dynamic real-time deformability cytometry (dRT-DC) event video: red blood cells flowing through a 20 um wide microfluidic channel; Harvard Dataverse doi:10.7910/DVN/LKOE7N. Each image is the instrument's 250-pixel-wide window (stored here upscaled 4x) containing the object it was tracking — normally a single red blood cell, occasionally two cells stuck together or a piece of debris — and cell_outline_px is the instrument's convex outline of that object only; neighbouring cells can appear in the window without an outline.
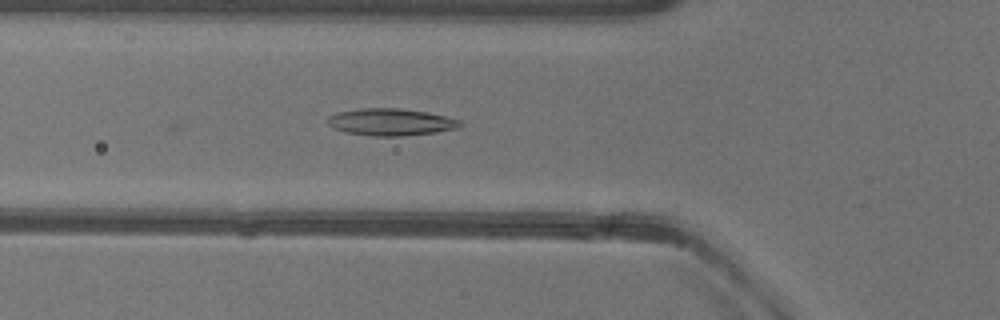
{"species": "common noctule bat (a hibernating species)", "species_latin": "Nyctalus noctula", "temperature_condition": "warm", "stored_images_in_passage": 6, "camera_frame_rate_fps": 3000, "um_per_image_px": 0.085, "animal": {"sex": "female"}, "frame": {"image": 1, "passage_image": 6, "time_ms": 1.667, "image_size_px": [1000, 320], "cell_outline_px": [[464, 124], [456, 128], [436, 132], [404, 136], [372, 136], [344, 132], [332, 128], [328, 124], [328, 116], [340, 112], [360, 108], [400, 108], [428, 112], [460, 120]], "centroid_in_image_um": [33.21, 10.38], "position_along_channel_um": 92.6, "area_um2": 20.92}}